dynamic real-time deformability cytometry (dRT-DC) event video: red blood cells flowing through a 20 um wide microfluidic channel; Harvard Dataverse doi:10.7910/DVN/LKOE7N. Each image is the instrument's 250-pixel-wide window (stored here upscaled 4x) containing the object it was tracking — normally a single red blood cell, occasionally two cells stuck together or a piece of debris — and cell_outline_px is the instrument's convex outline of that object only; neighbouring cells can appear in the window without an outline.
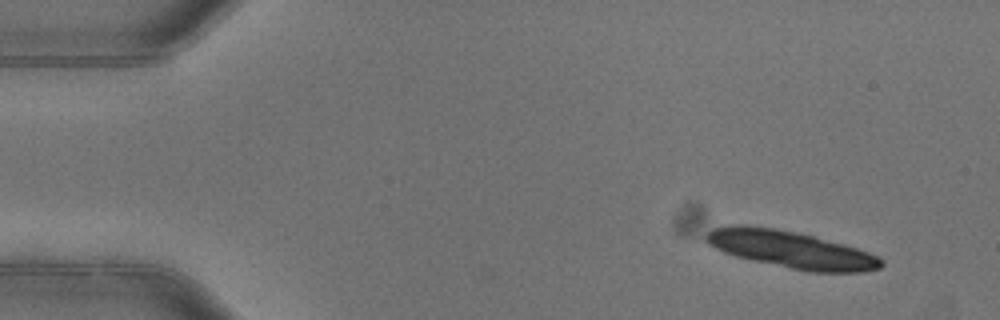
{"species": "common noctule bat (a hibernating species)", "species_latin": "Nyctalus noctula", "temperature_condition": "warm", "stored_images_in_passage": 4, "camera_frame_rate_fps": 3000, "um_per_image_px": 0.085, "animal": {"sex": "female"}, "frame": {"image": 1, "passage_image": 1, "time_ms": 0.0, "image_size_px": [1000, 320], "cell_outline_px": [[884, 264], [880, 268], [860, 272], [808, 272], [752, 260], [736, 256], [724, 252], [708, 244], [704, 240], [704, 236], [712, 228], [732, 224], [744, 224], [776, 228], [796, 232], [844, 244], [868, 252], [884, 260]], "centroid_in_image_um": [67.19, 21.2], "position_along_channel_um": 17.8, "area_um2": 37.92}}